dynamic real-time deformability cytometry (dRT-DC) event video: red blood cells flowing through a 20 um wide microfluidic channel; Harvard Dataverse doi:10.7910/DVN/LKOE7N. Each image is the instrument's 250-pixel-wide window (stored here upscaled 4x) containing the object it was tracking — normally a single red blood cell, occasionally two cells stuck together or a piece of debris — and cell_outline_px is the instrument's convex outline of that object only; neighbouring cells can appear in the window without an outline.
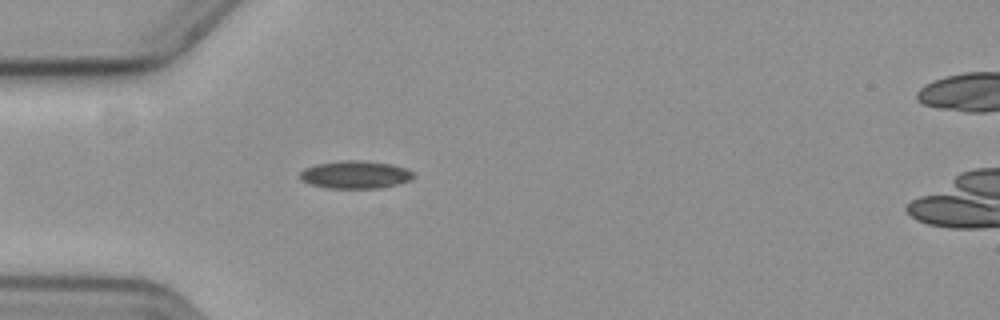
{"species": "common noctule bat (a hibernating species)", "species_latin": "Nyctalus noctula", "temperature_condition": "cold", "stored_images_in_passage": 47, "camera_frame_rate_fps": 3000, "um_per_image_px": 0.085, "animal": {"sex": "female", "body_mass_g": 19.3, "forearm_length_mm": 54.1}, "frame": {"image": 1, "passage_image": 7, "time_ms": 2.0, "image_size_px": [1000, 320], "cell_outline_px": [[416, 176], [412, 180], [380, 188], [324, 188], [308, 184], [300, 180], [300, 172], [304, 168], [316, 164], [344, 160], [356, 160], [392, 164], [408, 168], [416, 172]], "centroid_in_image_um": [30.23, 14.85], "position_along_channel_um": 54.8, "area_um2": 18.67}}
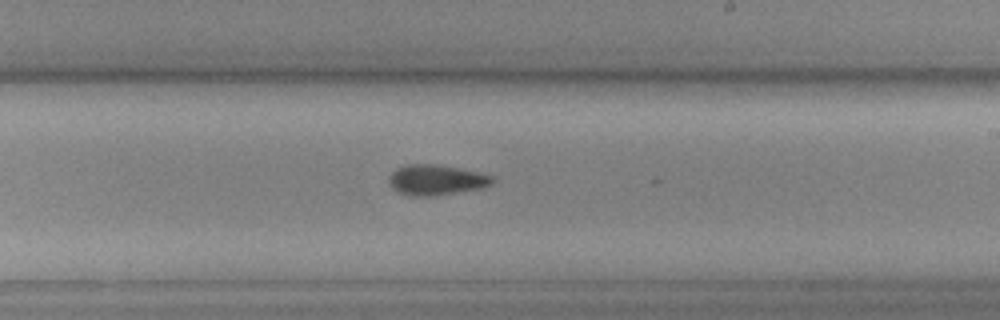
{"frame": {"image": 2, "passage_image": 24, "time_ms": 7.667, "image_size_px": [1000, 320], "cell_outline_px": [[492, 184], [480, 188], [436, 196], [412, 196], [396, 192], [388, 184], [388, 176], [396, 168], [408, 164], [432, 164], [456, 168], [476, 172], [492, 176]], "centroid_in_image_um": [36.98, 15.31], "position_along_channel_um": 252.0, "area_um2": 18.21}}
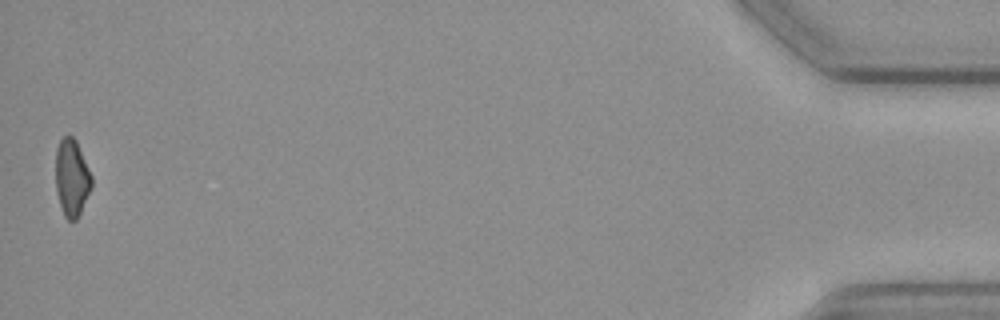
{"frame": {"image": 3, "passage_image": 47, "time_ms": 15.333, "image_size_px": [1000, 320], "cell_outline_px": [[92, 188], [76, 220], [68, 220], [64, 216], [56, 192], [56, 148], [60, 140], [64, 136], [72, 136], [76, 140], [92, 176]], "centroid_in_image_um": [6.1, 15.11], "position_along_channel_um": 429.1, "area_um2": 16.13}, "authors_computed_cell_mechanics": {"area_um2": 17.7446, "velocity_mm_per_s": 3.6194, "shape_relaxation_time_tau1_ms": 3.7631, "shape_relaxation_time_tau2_ms": 4.4406, "deformation_change_tau1": 0.0997, "deformation_change_tau2": 0.0934}}